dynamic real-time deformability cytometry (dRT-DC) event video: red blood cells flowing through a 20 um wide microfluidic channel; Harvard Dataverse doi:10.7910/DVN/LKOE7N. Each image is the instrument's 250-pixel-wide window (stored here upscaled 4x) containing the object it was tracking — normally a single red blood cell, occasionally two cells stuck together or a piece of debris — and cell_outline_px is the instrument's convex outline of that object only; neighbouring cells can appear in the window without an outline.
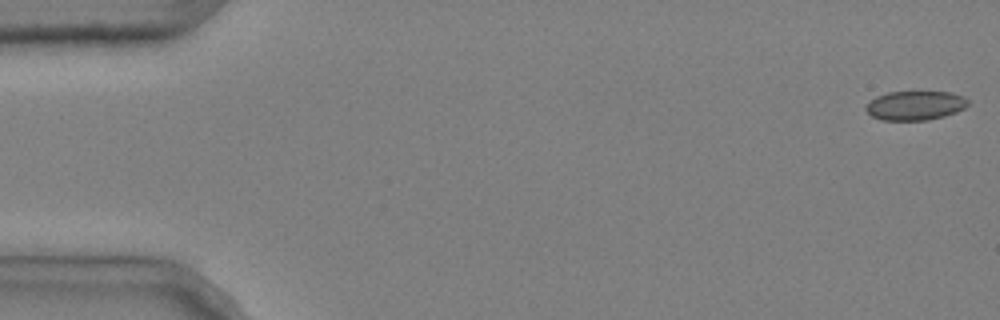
{"species": "common noctule bat (a hibernating species)", "species_latin": "Nyctalus noctula", "temperature_condition": "cold", "stored_images_in_passage": 49, "camera_frame_rate_fps": 3000, "um_per_image_px": 0.085, "animal": {"sex": "male", "body_mass_g": 20.4}, "frame": {"image": 1, "passage_image": 1, "time_ms": 0.0, "image_size_px": [1000, 320], "cell_outline_px": [[968, 104], [964, 108], [956, 112], [944, 116], [928, 120], [880, 120], [872, 116], [864, 108], [876, 96], [888, 92], [952, 92], [964, 96], [968, 100]], "centroid_in_image_um": [77.81, 8.97], "position_along_channel_um": 7.2, "area_um2": 17.34}}
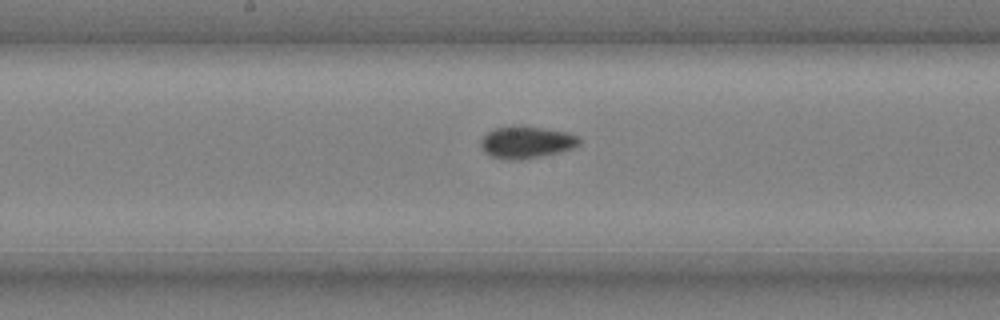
{"frame": {"image": 2, "passage_image": 28, "time_ms": 9.0, "image_size_px": [1000, 320], "cell_outline_px": [[580, 144], [576, 148], [560, 152], [520, 160], [504, 160], [492, 156], [484, 152], [480, 144], [480, 140], [492, 128], [512, 124], [520, 124], [568, 132], [576, 136], [580, 140]], "centroid_in_image_um": [44.73, 12.07], "position_along_channel_um": 203.5, "area_um2": 18.9}}
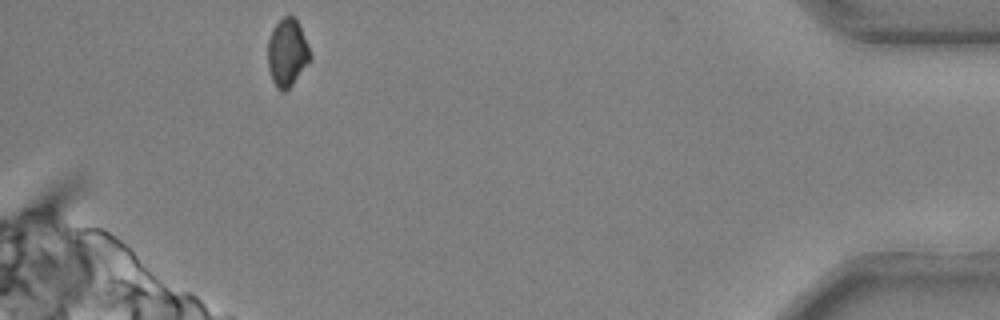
{"frame": {"image": 3, "passage_image": 49, "time_ms": 16.0, "image_size_px": [1000, 320], "cell_outline_px": [[312, 60], [292, 84], [284, 92], [280, 92], [276, 88], [272, 80], [268, 68], [268, 40], [272, 28], [284, 16], [292, 16], [300, 24], [308, 44], [312, 56]], "centroid_in_image_um": [24.43, 4.49], "position_along_channel_um": 410.8, "area_um2": 16.94}, "authors_computed_cell_mechanics": {"area_um2": 17.8602, "velocity_mm_per_s": 3.6971, "shape_relaxation_time_tau1_ms": 9.5661, "shape_relaxation_time_tau2_ms": 5.2877, "deformation_change_tau1": 0.1408, "deformation_change_tau2": 0.0706}}